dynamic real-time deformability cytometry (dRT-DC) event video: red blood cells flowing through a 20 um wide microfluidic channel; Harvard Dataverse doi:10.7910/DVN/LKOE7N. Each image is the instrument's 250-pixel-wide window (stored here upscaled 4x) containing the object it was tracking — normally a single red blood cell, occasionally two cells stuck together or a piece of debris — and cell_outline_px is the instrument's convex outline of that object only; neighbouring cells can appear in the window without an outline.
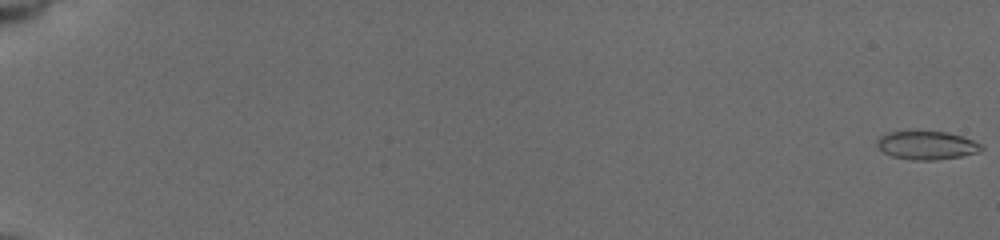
{"species": "common noctule bat (a hibernating species)", "species_latin": "Nyctalus noctula", "temperature_condition": "cold", "stored_images_in_passage": 58, "camera_frame_rate_fps": 3000, "um_per_image_px": 0.085, "animal": {"sex": "female", "body_mass_g": 19.5, "forearm_length_mm": 54.1}, "frame": {"image": 1, "passage_image": 1, "time_ms": 0.0, "image_size_px": [1000, 240], "cell_outline_px": [[984, 148], [976, 152], [960, 156], [936, 160], [912, 160], [892, 156], [884, 152], [876, 144], [876, 140], [880, 136], [888, 132], [908, 128], [948, 132], [984, 144]], "centroid_in_image_um": [78.72, 12.29], "position_along_channel_um": 6.3, "area_um2": 17.92}}
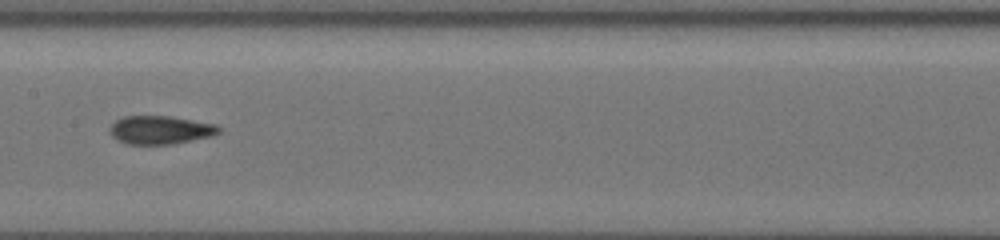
{"frame": {"image": 2, "passage_image": 33, "time_ms": 10.667, "image_size_px": [1000, 240], "cell_outline_px": [[220, 132], [212, 136], [172, 144], [128, 144], [116, 140], [108, 132], [108, 128], [120, 116], [172, 116], [216, 124], [220, 128]], "centroid_in_image_um": [13.59, 11.04], "position_along_channel_um": 193.8, "area_um2": 18.21}}
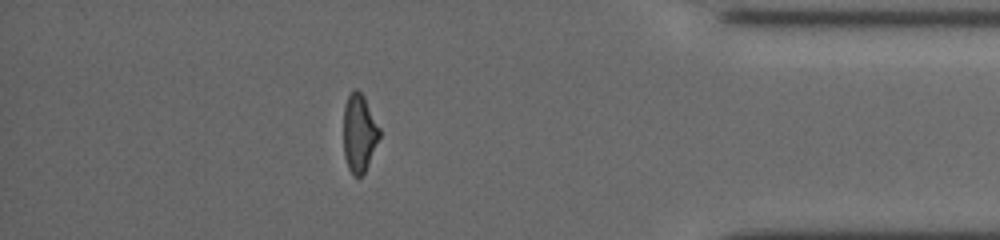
{"frame": {"image": 3, "passage_image": 52, "time_ms": 17.0, "image_size_px": [1000, 240], "cell_outline_px": [[380, 136], [364, 172], [360, 176], [352, 176], [348, 168], [344, 156], [344, 108], [348, 96], [352, 88], [356, 88], [364, 96], [380, 128]], "centroid_in_image_um": [30.52, 11.29], "position_along_channel_um": 404.7, "area_um2": 16.24}, "authors_computed_cell_mechanics": {"area_um2": 17.4845, "velocity_mm_per_s": 3.7725, "shape_relaxation_time_tau1_ms": null, "shape_relaxation_time_tau2_ms": 1.7959, "deformation_change_tau1": null, "deformation_change_tau2": 0.0793}}